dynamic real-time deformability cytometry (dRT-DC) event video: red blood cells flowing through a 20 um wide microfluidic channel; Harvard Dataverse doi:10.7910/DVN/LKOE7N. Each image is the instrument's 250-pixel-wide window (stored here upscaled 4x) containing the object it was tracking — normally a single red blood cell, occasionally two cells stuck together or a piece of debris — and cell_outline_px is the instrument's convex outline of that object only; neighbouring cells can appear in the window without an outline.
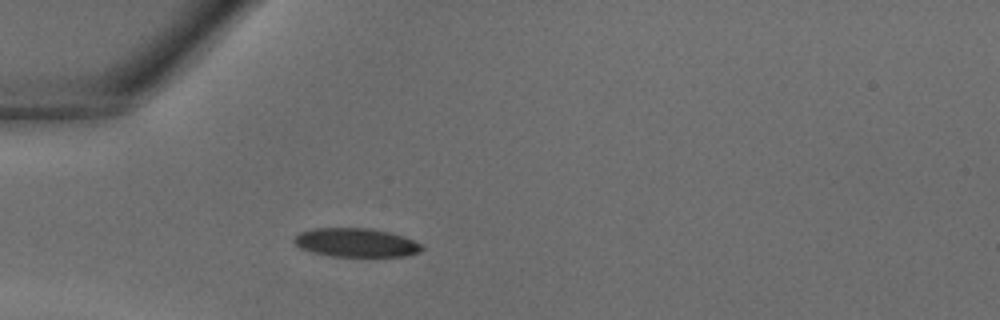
{"species": "common noctule bat (a hibernating species)", "species_latin": "Nyctalus noctula", "temperature_condition": "warm", "stored_images_in_passage": 38, "camera_frame_rate_fps": 3000, "um_per_image_px": 0.085, "animal": {"sex": "male", "body_mass_g": 18.8}, "frame": {"image": 1, "passage_image": 11, "time_ms": 3.333, "image_size_px": [1000, 320], "cell_outline_px": [[424, 248], [420, 252], [408, 256], [332, 256], [312, 252], [300, 248], [292, 240], [300, 232], [312, 228], [372, 228], [404, 236], [420, 244]], "centroid_in_image_um": [30.26, 20.62], "position_along_channel_um": 54.7, "area_um2": 21.39}}
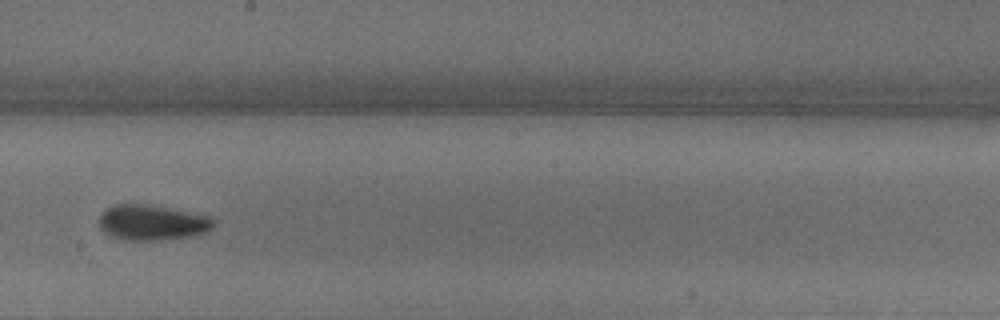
{"frame": {"image": 2, "passage_image": 22, "time_ms": 7.0, "image_size_px": [1000, 320], "cell_outline_px": [[216, 224], [208, 232], [188, 236], [160, 240], [120, 240], [108, 236], [100, 228], [100, 216], [112, 204], [148, 204], [212, 216], [216, 220]], "centroid_in_image_um": [12.95, 18.92], "position_along_channel_um": 235.2, "area_um2": 23.87}}
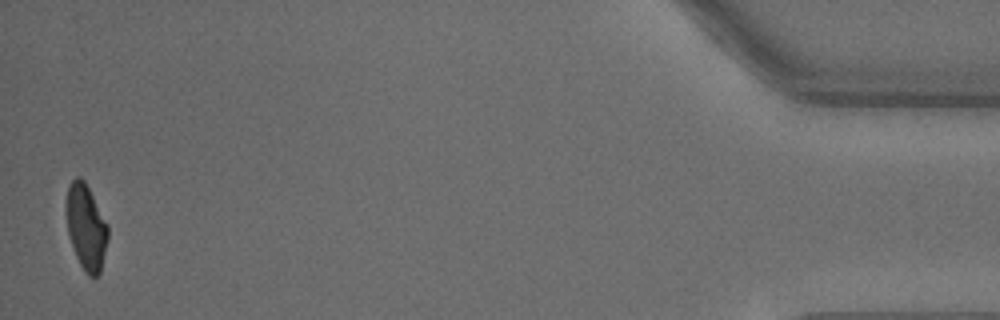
{"frame": {"image": 3, "passage_image": 38, "time_ms": 12.333, "image_size_px": [1000, 320], "cell_outline_px": [[108, 240], [100, 272], [96, 276], [88, 276], [84, 272], [76, 256], [68, 236], [64, 208], [68, 184], [76, 176], [80, 176], [84, 180], [108, 224]], "centroid_in_image_um": [7.28, 19.27], "position_along_channel_um": 427.9, "area_um2": 21.15}}